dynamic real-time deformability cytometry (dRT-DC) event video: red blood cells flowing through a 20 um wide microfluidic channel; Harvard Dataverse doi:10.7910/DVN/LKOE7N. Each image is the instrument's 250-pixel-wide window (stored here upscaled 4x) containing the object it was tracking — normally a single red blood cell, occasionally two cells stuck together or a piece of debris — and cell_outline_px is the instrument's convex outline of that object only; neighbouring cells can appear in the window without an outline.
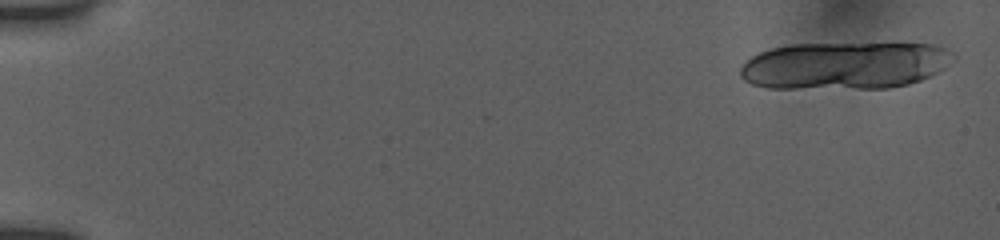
{"species": "human", "species_latin": "Homo sapiens", "temperature_condition": "room temperature", "stored_images_in_passage": 21, "camera_frame_rate_fps": 3000, "um_per_image_px": 0.085, "donor": {"sex": "female"}, "frame": {"image": 1, "passage_image": 1, "time_ms": 0.0, "image_size_px": [1000, 240], "cell_outline_px": [[956, 60], [944, 68], [920, 80], [908, 84], [888, 88], [768, 88], [752, 84], [744, 80], [740, 76], [740, 68], [752, 56], [760, 52], [772, 48], [792, 44], [932, 44], [944, 48], [952, 52], [956, 56]], "centroid_in_image_um": [71.81, 5.57], "position_along_channel_um": 13.2, "area_um2": 58.72}}
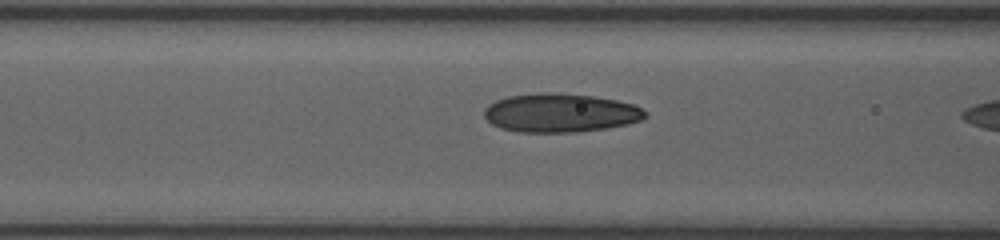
{"frame": {"image": 2, "passage_image": 20, "time_ms": 6.333, "image_size_px": [1000, 240], "cell_outline_px": [[648, 116], [640, 120], [628, 124], [604, 128], [576, 132], [520, 132], [500, 128], [492, 124], [484, 116], [484, 108], [488, 104], [496, 100], [508, 96], [544, 92], [552, 92], [592, 96], [616, 100], [632, 104], [648, 112]], "centroid_in_image_um": [47.61, 9.59], "position_along_channel_um": 119.0, "area_um2": 36.3}}